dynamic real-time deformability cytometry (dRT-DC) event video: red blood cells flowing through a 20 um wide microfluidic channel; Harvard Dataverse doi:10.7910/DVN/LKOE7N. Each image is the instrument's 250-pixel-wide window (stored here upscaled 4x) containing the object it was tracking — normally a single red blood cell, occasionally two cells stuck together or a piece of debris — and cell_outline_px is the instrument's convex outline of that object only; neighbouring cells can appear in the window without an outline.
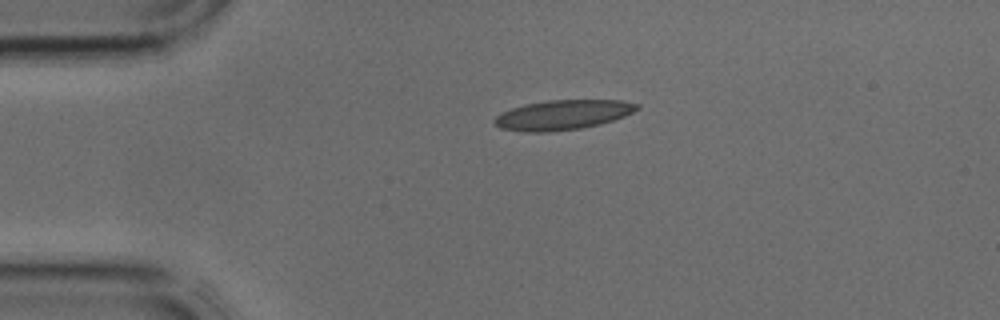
{"species": "common noctule bat (a hibernating species)", "species_latin": "Nyctalus noctula", "temperature_condition": "cold", "stored_images_in_passage": 2, "camera_frame_rate_fps": 3000, "um_per_image_px": 0.085, "animal": {"sex": "male", "body_mass_g": 17.9, "forearm_length_mm": 54.2}, "frame": {"image": 1, "passage_image": 1, "time_ms": 0.0, "image_size_px": [1000, 320], "cell_outline_px": [[640, 108], [624, 116], [600, 124], [580, 128], [548, 132], [524, 132], [500, 128], [492, 120], [500, 112], [524, 104], [548, 100], [624, 100], [640, 104]], "centroid_in_image_um": [47.82, 9.76], "position_along_channel_um": 37.2, "area_um2": 24.8}}